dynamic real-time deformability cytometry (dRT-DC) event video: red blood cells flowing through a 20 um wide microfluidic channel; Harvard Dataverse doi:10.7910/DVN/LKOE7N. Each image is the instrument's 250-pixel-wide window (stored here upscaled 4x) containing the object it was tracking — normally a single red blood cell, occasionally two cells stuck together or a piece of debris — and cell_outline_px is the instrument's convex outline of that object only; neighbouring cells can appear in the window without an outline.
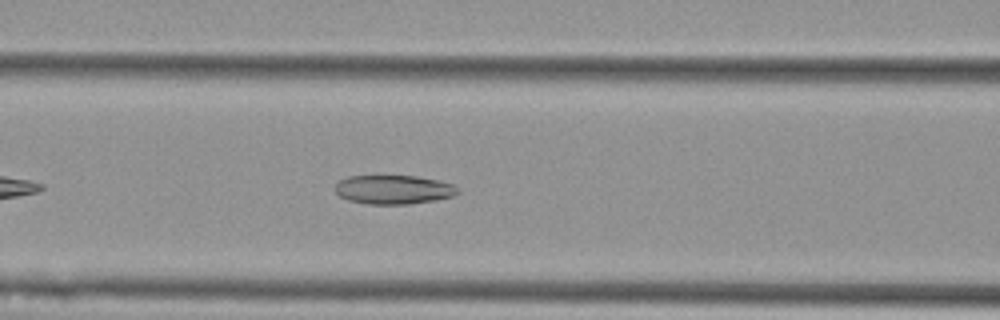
{"species": "Egyptian fruit bat (a non-hibernating species)", "species_latin": "Rousettus aegyptiacus", "temperature_condition": "cold", "stored_images_in_passage": 43, "camera_frame_rate_fps": 3000, "um_per_image_px": 0.085, "animal": {"sex": "female"}, "frame": {"image": 1, "passage_image": 10, "time_ms": 3.0, "image_size_px": [1000, 320], "cell_outline_px": [[460, 192], [452, 196], [436, 200], [408, 204], [368, 204], [348, 200], [340, 196], [336, 192], [336, 184], [340, 180], [348, 176], [416, 176], [436, 180], [452, 184]], "centroid_in_image_um": [33.44, 16.12], "position_along_channel_um": 133.2, "area_um2": 20.52}}
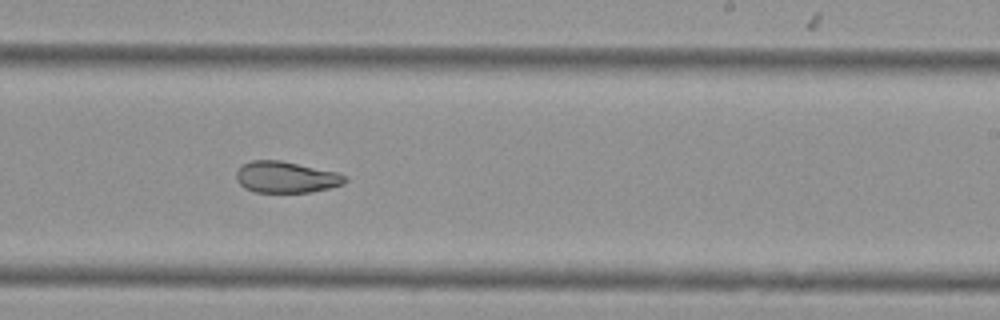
{"frame": {"image": 2, "passage_image": 21, "time_ms": 6.667, "image_size_px": [1000, 320], "cell_outline_px": [[348, 180], [344, 184], [312, 192], [256, 192], [244, 188], [236, 180], [236, 172], [244, 164], [252, 160], [280, 160], [336, 172], [344, 176]], "centroid_in_image_um": [24.3, 15.06], "position_along_channel_um": 264.7, "area_um2": 19.71}}
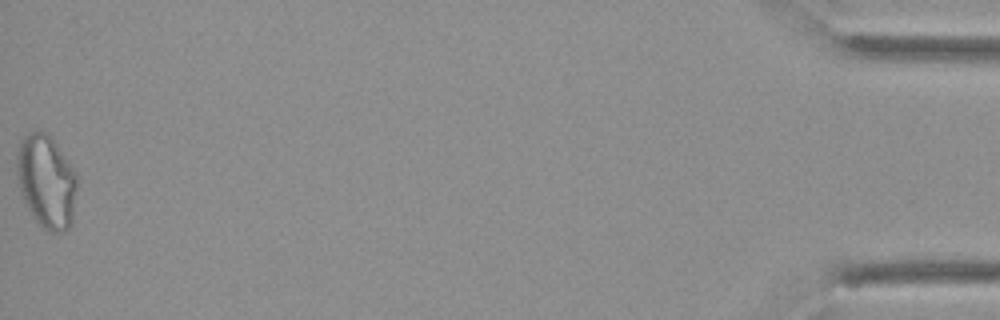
{"frame": {"image": 3, "passage_image": 43, "time_ms": 14.0, "image_size_px": [1000, 320], "cell_outline_px": [[76, 188], [72, 220], [68, 228], [64, 232], [48, 232], [32, 216], [20, 192], [16, 172], [16, 156], [20, 140], [28, 132], [48, 132], [76, 172]], "centroid_in_image_um": [3.92, 15.4], "position_along_channel_um": 431.3, "area_um2": 32.71}, "authors_computed_cell_mechanics": {"area_um2": 21.675, "velocity_mm_per_s": 3.6087, "shape_relaxation_time_tau1_ms": null, "shape_relaxation_time_tau2_ms": 3.2871, "deformation_change_tau1": null, "deformation_change_tau2": 0.0847}}